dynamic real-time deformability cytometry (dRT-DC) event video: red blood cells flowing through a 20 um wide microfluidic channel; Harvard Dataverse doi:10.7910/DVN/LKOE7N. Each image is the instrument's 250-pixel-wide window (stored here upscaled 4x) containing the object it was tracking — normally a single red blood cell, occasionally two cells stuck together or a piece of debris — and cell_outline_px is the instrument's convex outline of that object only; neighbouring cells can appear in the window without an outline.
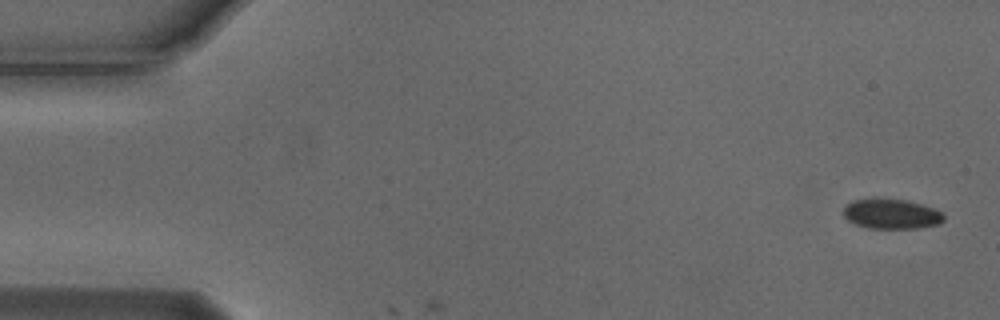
{"species": "Egyptian fruit bat (a non-hibernating species)", "species_latin": "Rousettus aegyptiacus", "temperature_condition": "cold", "stored_images_in_passage": 4, "camera_frame_rate_fps": 3000, "um_per_image_px": 0.085, "animal": {"sex": "male"}, "frame": {"image": 1, "passage_image": 1, "time_ms": 0.0, "image_size_px": [1000, 320], "cell_outline_px": [[944, 220], [940, 224], [920, 228], [868, 228], [856, 224], [848, 220], [844, 216], [844, 208], [852, 200], [872, 196], [876, 196], [908, 200], [944, 212]], "centroid_in_image_um": [75.77, 18.15], "position_along_channel_um": 9.2, "area_um2": 18.03}}